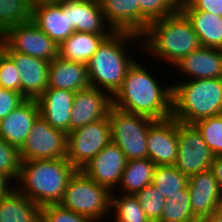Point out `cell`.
<instances>
[{"label": "cell", "mask_w": 222, "mask_h": 222, "mask_svg": "<svg viewBox=\"0 0 222 222\" xmlns=\"http://www.w3.org/2000/svg\"><path fill=\"white\" fill-rule=\"evenodd\" d=\"M137 60L129 67L121 87L112 96V104L119 110L144 115L153 120L172 117V85L157 82L152 72ZM160 83V84H159Z\"/></svg>", "instance_id": "6da1fadb"}, {"label": "cell", "mask_w": 222, "mask_h": 222, "mask_svg": "<svg viewBox=\"0 0 222 222\" xmlns=\"http://www.w3.org/2000/svg\"><path fill=\"white\" fill-rule=\"evenodd\" d=\"M130 42L140 47L139 50L142 51L141 36L130 32L113 31L102 41L97 51L86 63L91 87L101 89L111 96L117 92L127 70L136 60L132 53L129 56L128 49L125 48Z\"/></svg>", "instance_id": "7a4b0ae2"}, {"label": "cell", "mask_w": 222, "mask_h": 222, "mask_svg": "<svg viewBox=\"0 0 222 222\" xmlns=\"http://www.w3.org/2000/svg\"><path fill=\"white\" fill-rule=\"evenodd\" d=\"M76 170L67 158L21 161L15 188L40 207L59 204Z\"/></svg>", "instance_id": "3957f363"}, {"label": "cell", "mask_w": 222, "mask_h": 222, "mask_svg": "<svg viewBox=\"0 0 222 222\" xmlns=\"http://www.w3.org/2000/svg\"><path fill=\"white\" fill-rule=\"evenodd\" d=\"M141 38L144 54L160 57L158 60L167 61L172 67L201 47L191 22L180 10L151 22Z\"/></svg>", "instance_id": "277c9868"}, {"label": "cell", "mask_w": 222, "mask_h": 222, "mask_svg": "<svg viewBox=\"0 0 222 222\" xmlns=\"http://www.w3.org/2000/svg\"><path fill=\"white\" fill-rule=\"evenodd\" d=\"M183 81L172 85L173 118L185 124H195L222 114V78Z\"/></svg>", "instance_id": "5b68a950"}, {"label": "cell", "mask_w": 222, "mask_h": 222, "mask_svg": "<svg viewBox=\"0 0 222 222\" xmlns=\"http://www.w3.org/2000/svg\"><path fill=\"white\" fill-rule=\"evenodd\" d=\"M111 194L107 187L96 183L82 170H76L59 204L79 215L105 222L111 215Z\"/></svg>", "instance_id": "8992f818"}, {"label": "cell", "mask_w": 222, "mask_h": 222, "mask_svg": "<svg viewBox=\"0 0 222 222\" xmlns=\"http://www.w3.org/2000/svg\"><path fill=\"white\" fill-rule=\"evenodd\" d=\"M108 118L111 142L124 152L127 160L148 158V129L156 120L125 112L114 106L110 108Z\"/></svg>", "instance_id": "52a82bcc"}, {"label": "cell", "mask_w": 222, "mask_h": 222, "mask_svg": "<svg viewBox=\"0 0 222 222\" xmlns=\"http://www.w3.org/2000/svg\"><path fill=\"white\" fill-rule=\"evenodd\" d=\"M110 142L109 118L86 124L67 134L66 158L77 170H81Z\"/></svg>", "instance_id": "ba28073f"}, {"label": "cell", "mask_w": 222, "mask_h": 222, "mask_svg": "<svg viewBox=\"0 0 222 222\" xmlns=\"http://www.w3.org/2000/svg\"><path fill=\"white\" fill-rule=\"evenodd\" d=\"M214 155L194 124L178 122V153L174 166L192 176L209 170Z\"/></svg>", "instance_id": "9c48e42d"}, {"label": "cell", "mask_w": 222, "mask_h": 222, "mask_svg": "<svg viewBox=\"0 0 222 222\" xmlns=\"http://www.w3.org/2000/svg\"><path fill=\"white\" fill-rule=\"evenodd\" d=\"M67 134L39 116L20 151L21 161L66 158Z\"/></svg>", "instance_id": "30bf717a"}, {"label": "cell", "mask_w": 222, "mask_h": 222, "mask_svg": "<svg viewBox=\"0 0 222 222\" xmlns=\"http://www.w3.org/2000/svg\"><path fill=\"white\" fill-rule=\"evenodd\" d=\"M2 41L14 52L49 62L58 56L59 46L32 20L9 28L2 35Z\"/></svg>", "instance_id": "8fae6325"}, {"label": "cell", "mask_w": 222, "mask_h": 222, "mask_svg": "<svg viewBox=\"0 0 222 222\" xmlns=\"http://www.w3.org/2000/svg\"><path fill=\"white\" fill-rule=\"evenodd\" d=\"M127 161L124 152L110 142L81 170L96 183L114 192L120 184Z\"/></svg>", "instance_id": "7c38bea8"}, {"label": "cell", "mask_w": 222, "mask_h": 222, "mask_svg": "<svg viewBox=\"0 0 222 222\" xmlns=\"http://www.w3.org/2000/svg\"><path fill=\"white\" fill-rule=\"evenodd\" d=\"M188 190L193 214L200 222L222 206V189L210 169L189 176Z\"/></svg>", "instance_id": "4fadbf2b"}, {"label": "cell", "mask_w": 222, "mask_h": 222, "mask_svg": "<svg viewBox=\"0 0 222 222\" xmlns=\"http://www.w3.org/2000/svg\"><path fill=\"white\" fill-rule=\"evenodd\" d=\"M148 158L156 165H174L178 153V121L156 120L148 129Z\"/></svg>", "instance_id": "5bb4252c"}, {"label": "cell", "mask_w": 222, "mask_h": 222, "mask_svg": "<svg viewBox=\"0 0 222 222\" xmlns=\"http://www.w3.org/2000/svg\"><path fill=\"white\" fill-rule=\"evenodd\" d=\"M112 96L107 92L89 86L75 92L71 108L70 132L86 124L108 118Z\"/></svg>", "instance_id": "9a60e30c"}, {"label": "cell", "mask_w": 222, "mask_h": 222, "mask_svg": "<svg viewBox=\"0 0 222 222\" xmlns=\"http://www.w3.org/2000/svg\"><path fill=\"white\" fill-rule=\"evenodd\" d=\"M1 48L13 59L19 70L21 94L26 99H37L48 88L50 62L14 52L3 41Z\"/></svg>", "instance_id": "2e32d148"}, {"label": "cell", "mask_w": 222, "mask_h": 222, "mask_svg": "<svg viewBox=\"0 0 222 222\" xmlns=\"http://www.w3.org/2000/svg\"><path fill=\"white\" fill-rule=\"evenodd\" d=\"M58 3L68 11L69 25L75 31L97 35H110L113 32L98 0H60Z\"/></svg>", "instance_id": "e0dca14e"}, {"label": "cell", "mask_w": 222, "mask_h": 222, "mask_svg": "<svg viewBox=\"0 0 222 222\" xmlns=\"http://www.w3.org/2000/svg\"><path fill=\"white\" fill-rule=\"evenodd\" d=\"M39 116L36 99H26L0 121V138L20 150Z\"/></svg>", "instance_id": "ac0fdd59"}, {"label": "cell", "mask_w": 222, "mask_h": 222, "mask_svg": "<svg viewBox=\"0 0 222 222\" xmlns=\"http://www.w3.org/2000/svg\"><path fill=\"white\" fill-rule=\"evenodd\" d=\"M75 92L47 88L37 99L40 116L53 128L70 132L71 108Z\"/></svg>", "instance_id": "d6986e66"}, {"label": "cell", "mask_w": 222, "mask_h": 222, "mask_svg": "<svg viewBox=\"0 0 222 222\" xmlns=\"http://www.w3.org/2000/svg\"><path fill=\"white\" fill-rule=\"evenodd\" d=\"M173 67L181 71L179 74L185 75L186 80L222 78V49L201 46Z\"/></svg>", "instance_id": "ffe728a7"}, {"label": "cell", "mask_w": 222, "mask_h": 222, "mask_svg": "<svg viewBox=\"0 0 222 222\" xmlns=\"http://www.w3.org/2000/svg\"><path fill=\"white\" fill-rule=\"evenodd\" d=\"M31 20L58 46L75 32L69 25L68 11L58 2L34 5L31 9Z\"/></svg>", "instance_id": "44dd1931"}, {"label": "cell", "mask_w": 222, "mask_h": 222, "mask_svg": "<svg viewBox=\"0 0 222 222\" xmlns=\"http://www.w3.org/2000/svg\"><path fill=\"white\" fill-rule=\"evenodd\" d=\"M103 16L113 31L142 35V12L136 0H99Z\"/></svg>", "instance_id": "7402d4cb"}, {"label": "cell", "mask_w": 222, "mask_h": 222, "mask_svg": "<svg viewBox=\"0 0 222 222\" xmlns=\"http://www.w3.org/2000/svg\"><path fill=\"white\" fill-rule=\"evenodd\" d=\"M90 86L86 64L57 56L50 62L48 88L77 92Z\"/></svg>", "instance_id": "603a6c76"}, {"label": "cell", "mask_w": 222, "mask_h": 222, "mask_svg": "<svg viewBox=\"0 0 222 222\" xmlns=\"http://www.w3.org/2000/svg\"><path fill=\"white\" fill-rule=\"evenodd\" d=\"M0 222H41V207L15 188L0 199Z\"/></svg>", "instance_id": "cb8c5ba5"}, {"label": "cell", "mask_w": 222, "mask_h": 222, "mask_svg": "<svg viewBox=\"0 0 222 222\" xmlns=\"http://www.w3.org/2000/svg\"><path fill=\"white\" fill-rule=\"evenodd\" d=\"M191 22L201 46L222 49V17L198 10H180Z\"/></svg>", "instance_id": "d4e9b609"}, {"label": "cell", "mask_w": 222, "mask_h": 222, "mask_svg": "<svg viewBox=\"0 0 222 222\" xmlns=\"http://www.w3.org/2000/svg\"><path fill=\"white\" fill-rule=\"evenodd\" d=\"M109 35H97L75 31L59 45L58 56L68 61L87 63L98 46Z\"/></svg>", "instance_id": "484cf974"}, {"label": "cell", "mask_w": 222, "mask_h": 222, "mask_svg": "<svg viewBox=\"0 0 222 222\" xmlns=\"http://www.w3.org/2000/svg\"><path fill=\"white\" fill-rule=\"evenodd\" d=\"M156 165L149 159H131L127 161L122 173L117 193L136 195L144 187L152 184Z\"/></svg>", "instance_id": "4316f807"}, {"label": "cell", "mask_w": 222, "mask_h": 222, "mask_svg": "<svg viewBox=\"0 0 222 222\" xmlns=\"http://www.w3.org/2000/svg\"><path fill=\"white\" fill-rule=\"evenodd\" d=\"M189 177L184 175L174 165L156 166L154 169L152 185L164 196L170 199V196L179 194V191L188 186Z\"/></svg>", "instance_id": "83f0119b"}, {"label": "cell", "mask_w": 222, "mask_h": 222, "mask_svg": "<svg viewBox=\"0 0 222 222\" xmlns=\"http://www.w3.org/2000/svg\"><path fill=\"white\" fill-rule=\"evenodd\" d=\"M115 194H111V214L114 212L111 216L115 218L113 222H151L135 195Z\"/></svg>", "instance_id": "f1b7e54d"}, {"label": "cell", "mask_w": 222, "mask_h": 222, "mask_svg": "<svg viewBox=\"0 0 222 222\" xmlns=\"http://www.w3.org/2000/svg\"><path fill=\"white\" fill-rule=\"evenodd\" d=\"M159 222H200L193 214L188 186L165 200Z\"/></svg>", "instance_id": "f546056e"}, {"label": "cell", "mask_w": 222, "mask_h": 222, "mask_svg": "<svg viewBox=\"0 0 222 222\" xmlns=\"http://www.w3.org/2000/svg\"><path fill=\"white\" fill-rule=\"evenodd\" d=\"M32 7L25 0H0V34L31 20Z\"/></svg>", "instance_id": "4dcf8cb0"}, {"label": "cell", "mask_w": 222, "mask_h": 222, "mask_svg": "<svg viewBox=\"0 0 222 222\" xmlns=\"http://www.w3.org/2000/svg\"><path fill=\"white\" fill-rule=\"evenodd\" d=\"M142 12V34L148 25L158 19L174 15L179 10L180 0H136Z\"/></svg>", "instance_id": "1f68e13d"}, {"label": "cell", "mask_w": 222, "mask_h": 222, "mask_svg": "<svg viewBox=\"0 0 222 222\" xmlns=\"http://www.w3.org/2000/svg\"><path fill=\"white\" fill-rule=\"evenodd\" d=\"M214 156H222V114L197 121L194 124Z\"/></svg>", "instance_id": "d6a6232c"}, {"label": "cell", "mask_w": 222, "mask_h": 222, "mask_svg": "<svg viewBox=\"0 0 222 222\" xmlns=\"http://www.w3.org/2000/svg\"><path fill=\"white\" fill-rule=\"evenodd\" d=\"M135 196L138 198L148 219L151 222H159L166 199L158 189L150 184L144 187Z\"/></svg>", "instance_id": "836d02e7"}, {"label": "cell", "mask_w": 222, "mask_h": 222, "mask_svg": "<svg viewBox=\"0 0 222 222\" xmlns=\"http://www.w3.org/2000/svg\"><path fill=\"white\" fill-rule=\"evenodd\" d=\"M21 157L18 148L0 138V173L6 175L11 182L20 175Z\"/></svg>", "instance_id": "e575fe53"}, {"label": "cell", "mask_w": 222, "mask_h": 222, "mask_svg": "<svg viewBox=\"0 0 222 222\" xmlns=\"http://www.w3.org/2000/svg\"><path fill=\"white\" fill-rule=\"evenodd\" d=\"M18 71L13 59L0 47V87L21 93Z\"/></svg>", "instance_id": "d590c367"}, {"label": "cell", "mask_w": 222, "mask_h": 222, "mask_svg": "<svg viewBox=\"0 0 222 222\" xmlns=\"http://www.w3.org/2000/svg\"><path fill=\"white\" fill-rule=\"evenodd\" d=\"M41 222H97L89 217L79 215L60 204L41 207Z\"/></svg>", "instance_id": "8d00e7d4"}, {"label": "cell", "mask_w": 222, "mask_h": 222, "mask_svg": "<svg viewBox=\"0 0 222 222\" xmlns=\"http://www.w3.org/2000/svg\"><path fill=\"white\" fill-rule=\"evenodd\" d=\"M25 100L26 98L21 93L0 87V121Z\"/></svg>", "instance_id": "74e56055"}, {"label": "cell", "mask_w": 222, "mask_h": 222, "mask_svg": "<svg viewBox=\"0 0 222 222\" xmlns=\"http://www.w3.org/2000/svg\"><path fill=\"white\" fill-rule=\"evenodd\" d=\"M179 10H198L222 17V0H180Z\"/></svg>", "instance_id": "f35d334b"}, {"label": "cell", "mask_w": 222, "mask_h": 222, "mask_svg": "<svg viewBox=\"0 0 222 222\" xmlns=\"http://www.w3.org/2000/svg\"><path fill=\"white\" fill-rule=\"evenodd\" d=\"M210 170L215 175V178L222 189V156L214 157Z\"/></svg>", "instance_id": "ab89813d"}, {"label": "cell", "mask_w": 222, "mask_h": 222, "mask_svg": "<svg viewBox=\"0 0 222 222\" xmlns=\"http://www.w3.org/2000/svg\"><path fill=\"white\" fill-rule=\"evenodd\" d=\"M11 180L6 176L0 173V199L6 197L13 189L15 185H11Z\"/></svg>", "instance_id": "60d3db41"}, {"label": "cell", "mask_w": 222, "mask_h": 222, "mask_svg": "<svg viewBox=\"0 0 222 222\" xmlns=\"http://www.w3.org/2000/svg\"><path fill=\"white\" fill-rule=\"evenodd\" d=\"M206 222H222V206L218 207Z\"/></svg>", "instance_id": "b9f144b4"}, {"label": "cell", "mask_w": 222, "mask_h": 222, "mask_svg": "<svg viewBox=\"0 0 222 222\" xmlns=\"http://www.w3.org/2000/svg\"><path fill=\"white\" fill-rule=\"evenodd\" d=\"M60 0H31V7L40 3L59 2Z\"/></svg>", "instance_id": "7bdbcfd3"}, {"label": "cell", "mask_w": 222, "mask_h": 222, "mask_svg": "<svg viewBox=\"0 0 222 222\" xmlns=\"http://www.w3.org/2000/svg\"><path fill=\"white\" fill-rule=\"evenodd\" d=\"M31 6V0H25Z\"/></svg>", "instance_id": "ee69618b"}]
</instances>
